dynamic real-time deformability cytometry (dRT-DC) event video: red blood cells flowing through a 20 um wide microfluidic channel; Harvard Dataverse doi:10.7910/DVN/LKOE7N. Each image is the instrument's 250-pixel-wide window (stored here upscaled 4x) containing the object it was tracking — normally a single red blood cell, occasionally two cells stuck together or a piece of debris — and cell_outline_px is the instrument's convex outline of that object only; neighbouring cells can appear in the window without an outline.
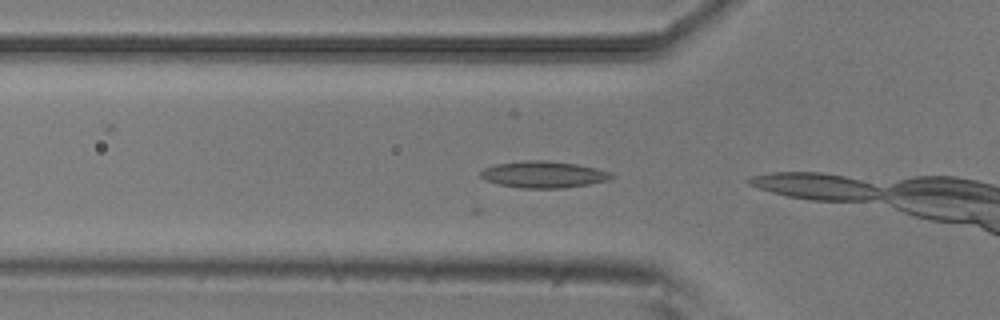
{"species": "common noctule bat (a hibernating species)", "species_latin": "Nyctalus noctula", "temperature_condition": "room temperature", "stored_images_in_passage": 4, "camera_frame_rate_fps": 3000, "um_per_image_px": 0.085, "animal": {"sex": "male", "body_mass_g": 20.5, "forearm_length_mm": 52.5}, "frame": {"image": 1, "passage_image": 3, "time_ms": 0.667, "image_size_px": [1000, 320], "cell_outline_px": [[616, 176], [608, 180], [588, 184], [564, 188], [524, 188], [500, 184], [484, 180], [480, 176], [480, 172], [484, 168], [496, 164], [528, 160], [544, 160], [576, 164], [596, 168], [612, 172]], "centroid_in_image_um": [46.22, 14.83], "position_along_channel_um": 79.6, "area_um2": 20.23}}